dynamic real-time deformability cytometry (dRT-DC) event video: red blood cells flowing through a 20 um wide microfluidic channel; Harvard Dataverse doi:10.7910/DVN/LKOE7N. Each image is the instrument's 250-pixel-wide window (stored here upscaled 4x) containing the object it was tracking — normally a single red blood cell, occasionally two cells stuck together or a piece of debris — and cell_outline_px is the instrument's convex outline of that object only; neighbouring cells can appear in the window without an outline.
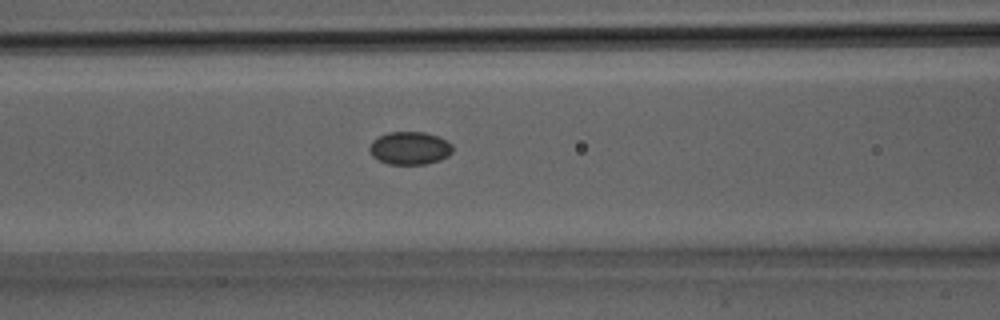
{"species": "Egyptian fruit bat (a non-hibernating species)", "species_latin": "Rousettus aegyptiacus", "temperature_condition": "room temperature", "stored_images_in_passage": 30, "camera_frame_rate_fps": 3000, "um_per_image_px": 0.085, "animal": {"sex": "male"}, "frame": {"image": 1, "passage_image": 13, "time_ms": 4.0, "image_size_px": [1000, 320], "cell_outline_px": [[452, 152], [448, 156], [424, 164], [388, 164], [380, 160], [372, 152], [372, 140], [388, 132], [424, 132], [436, 136], [452, 144]], "centroid_in_image_um": [34.86, 12.58], "position_along_channel_um": 131.7, "area_um2": 15.37}}
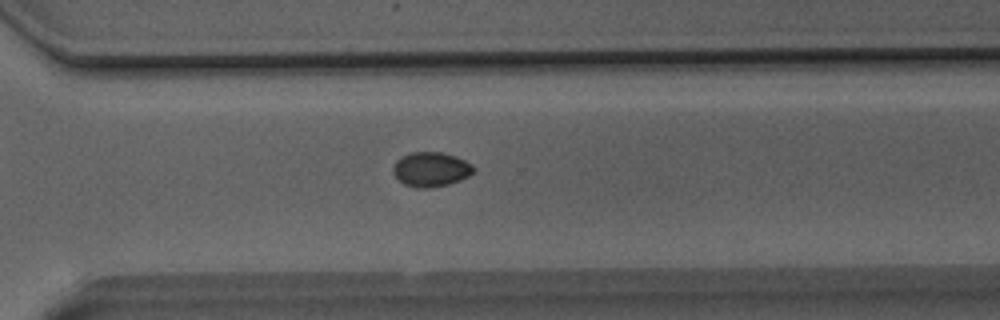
{"frame": {"image": 2, "passage_image": 22, "time_ms": 7.0, "image_size_px": [1000, 320], "cell_outline_px": [[472, 172], [468, 176], [448, 184], [404, 184], [392, 172], [392, 168], [396, 160], [412, 152], [440, 152], [456, 156], [472, 164]], "centroid_in_image_um": [36.62, 14.32], "position_along_channel_um": 334.0, "area_um2": 15.14}}